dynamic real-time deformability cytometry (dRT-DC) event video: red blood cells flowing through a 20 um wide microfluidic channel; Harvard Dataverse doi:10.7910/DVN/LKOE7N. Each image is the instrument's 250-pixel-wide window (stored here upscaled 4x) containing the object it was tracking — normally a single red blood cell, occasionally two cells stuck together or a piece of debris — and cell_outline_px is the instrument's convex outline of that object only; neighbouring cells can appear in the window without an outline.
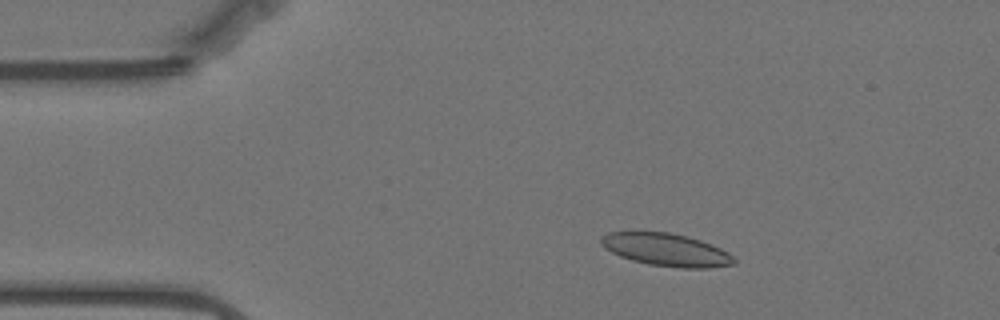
{"species": "Egyptian fruit bat (a non-hibernating species)", "species_latin": "Rousettus aegyptiacus", "temperature_condition": "warm", "stored_images_in_passage": 46, "camera_frame_rate_fps": 3000, "um_per_image_px": 0.085, "animal": {"sex": "female"}, "frame": {"image": 1, "passage_image": 1, "time_ms": 0.0, "image_size_px": [1000, 320], "cell_outline_px": [[736, 264], [708, 268], [680, 268], [648, 264], [632, 260], [620, 256], [604, 248], [600, 244], [600, 236], [608, 232], [668, 232], [688, 236], [712, 244], [728, 252], [736, 260]], "centroid_in_image_um": [56.63, 21.23], "position_along_channel_um": 28.4, "area_um2": 25.43}}
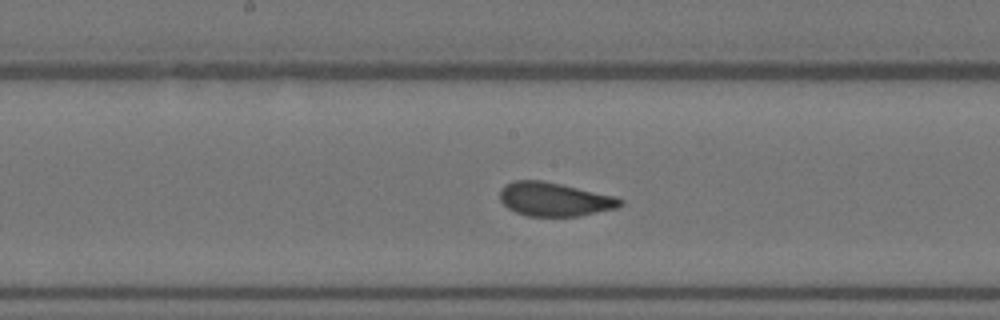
{"frame": {"image": 2, "passage_image": 20, "time_ms": 6.333, "image_size_px": [1000, 320], "cell_outline_px": [[624, 204], [616, 208], [576, 216], [528, 216], [516, 212], [508, 208], [500, 200], [500, 188], [504, 184], [512, 180], [540, 180], [560, 184], [616, 196], [624, 200]], "centroid_in_image_um": [47.11, 16.93], "position_along_channel_um": 201.1, "area_um2": 23.64}}
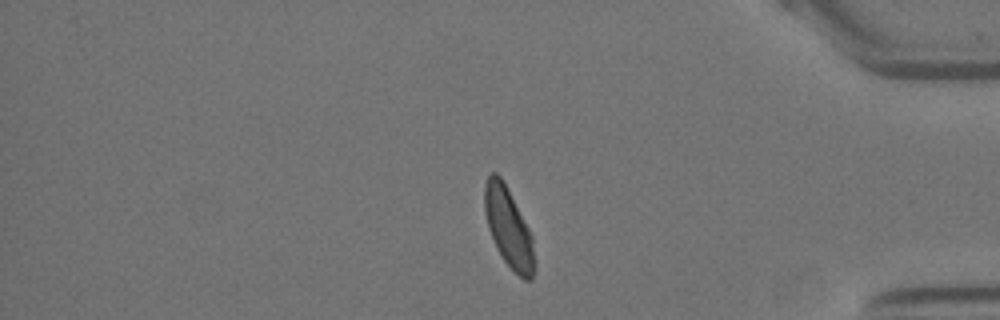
{"frame": {"image": 3, "passage_image": 39, "time_ms": 12.667, "image_size_px": [1000, 320], "cell_outline_px": [[536, 268], [532, 276], [528, 280], [524, 280], [504, 260], [496, 248], [488, 228], [484, 212], [484, 184], [488, 176], [492, 172], [496, 172], [500, 176], [528, 228], [532, 236], [536, 260]], "centroid_in_image_um": [43.22, 19.37], "position_along_channel_um": 392.0, "area_um2": 22.83}}